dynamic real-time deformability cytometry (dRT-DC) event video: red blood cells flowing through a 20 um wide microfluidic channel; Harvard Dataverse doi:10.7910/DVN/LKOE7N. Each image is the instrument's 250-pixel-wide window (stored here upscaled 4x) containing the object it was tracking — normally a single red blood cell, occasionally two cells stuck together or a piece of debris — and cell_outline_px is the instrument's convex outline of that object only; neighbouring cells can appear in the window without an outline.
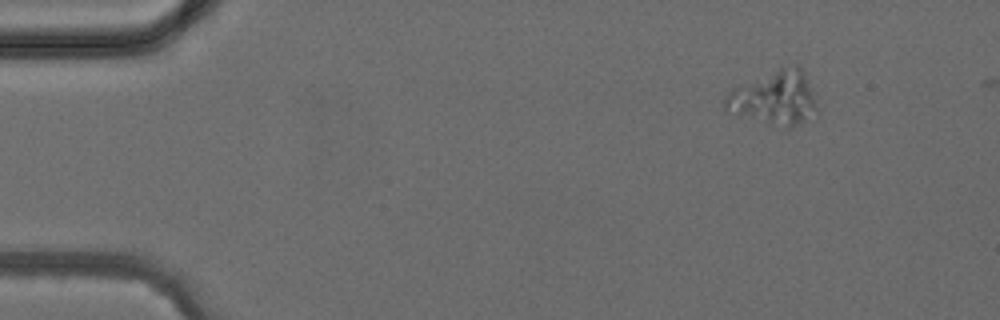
{"species": "common noctule bat (a hibernating species)", "species_latin": "Nyctalus noctula", "temperature_condition": "cold", "stored_images_in_passage": 3, "camera_frame_rate_fps": 3000, "um_per_image_px": 0.085, "animal": {"sex": "female", "body_mass_g": 24.6, "forearm_length_mm": 56.2}, "frame": {"image": 1, "passage_image": 1, "time_ms": 0.0, "image_size_px": [1000, 320], "cell_outline_px": [[816, 108], [804, 120], [788, 128], [736, 116], [724, 108], [724, 96], [732, 88], [780, 68], [796, 64], [804, 72], [812, 92], [816, 104]], "centroid_in_image_um": [65.75, 8.33], "position_along_channel_um": 19.2, "area_um2": 28.26}}